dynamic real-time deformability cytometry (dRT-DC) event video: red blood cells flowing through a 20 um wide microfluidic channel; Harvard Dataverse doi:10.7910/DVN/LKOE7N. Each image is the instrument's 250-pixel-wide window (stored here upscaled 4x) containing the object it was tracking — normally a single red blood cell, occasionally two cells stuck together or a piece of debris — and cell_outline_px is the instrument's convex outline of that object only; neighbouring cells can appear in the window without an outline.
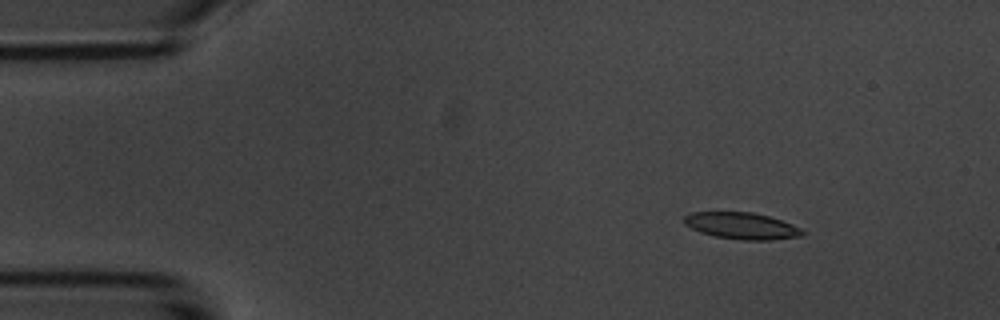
{"species": "common noctule bat (a hibernating species)", "species_latin": "Nyctalus noctula", "temperature_condition": "room temperature", "stored_images_in_passage": 4, "camera_frame_rate_fps": 3000, "um_per_image_px": 0.085, "animal": {"sex": "male", "body_mass_g": 20.1, "forearm_length_mm": 53.5}, "frame": {"image": 1, "passage_image": 2, "time_ms": 1.0, "image_size_px": [1000, 320], "cell_outline_px": [[804, 236], [768, 240], [740, 240], [716, 236], [700, 232], [684, 224], [684, 216], [692, 212], [752, 212], [768, 216], [792, 224], [800, 228], [804, 232]], "centroid_in_image_um": [63.04, 19.19], "position_along_channel_um": 22.0, "area_um2": 18.26}}
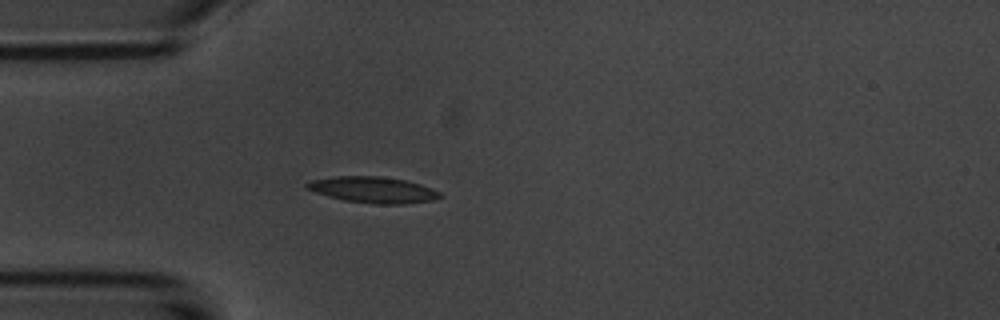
{"frame": {"image": 2, "passage_image": 4, "time_ms": 3.667, "image_size_px": [1000, 320], "cell_outline_px": [[444, 196], [436, 200], [404, 204], [376, 204], [344, 200], [328, 196], [304, 188], [304, 184], [312, 180], [336, 176], [380, 176], [408, 180], [432, 188], [440, 192]], "centroid_in_image_um": [31.76, 16.13], "position_along_channel_um": 53.2, "area_um2": 20.46}}